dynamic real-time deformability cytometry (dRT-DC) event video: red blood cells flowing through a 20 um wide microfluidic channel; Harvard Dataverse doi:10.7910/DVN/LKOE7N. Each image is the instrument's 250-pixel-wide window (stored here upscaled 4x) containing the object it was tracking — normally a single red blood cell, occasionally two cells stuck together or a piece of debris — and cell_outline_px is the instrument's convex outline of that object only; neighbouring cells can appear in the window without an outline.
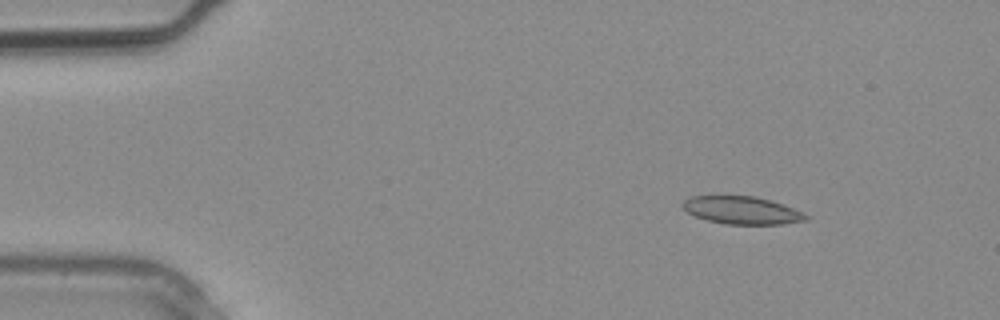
{"species": "common noctule bat (a hibernating species)", "species_latin": "Nyctalus noctula", "temperature_condition": "warm", "stored_images_in_passage": 2, "camera_frame_rate_fps": 3000, "um_per_image_px": 0.085, "animal": {"sex": "male", "body_mass_g": 20.4}, "frame": {"image": 1, "passage_image": 1, "time_ms": 0.0, "image_size_px": [1000, 320], "cell_outline_px": [[812, 216], [808, 220], [780, 224], [724, 224], [708, 220], [696, 216], [688, 212], [680, 204], [688, 196], [756, 196], [792, 208]], "centroid_in_image_um": [63.06, 17.87], "position_along_channel_um": 21.9, "area_um2": 19.77}}